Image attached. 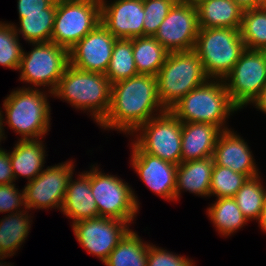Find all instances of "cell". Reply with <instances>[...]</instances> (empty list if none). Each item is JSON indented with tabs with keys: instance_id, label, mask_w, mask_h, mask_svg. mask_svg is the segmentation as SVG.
<instances>
[{
	"instance_id": "21",
	"label": "cell",
	"mask_w": 266,
	"mask_h": 266,
	"mask_svg": "<svg viewBox=\"0 0 266 266\" xmlns=\"http://www.w3.org/2000/svg\"><path fill=\"white\" fill-rule=\"evenodd\" d=\"M213 167L212 156L177 165L175 201L180 199L182 191H189L198 197H209Z\"/></svg>"
},
{
	"instance_id": "10",
	"label": "cell",
	"mask_w": 266,
	"mask_h": 266,
	"mask_svg": "<svg viewBox=\"0 0 266 266\" xmlns=\"http://www.w3.org/2000/svg\"><path fill=\"white\" fill-rule=\"evenodd\" d=\"M131 135L143 152L176 165L181 163L182 122L169 110L140 125Z\"/></svg>"
},
{
	"instance_id": "15",
	"label": "cell",
	"mask_w": 266,
	"mask_h": 266,
	"mask_svg": "<svg viewBox=\"0 0 266 266\" xmlns=\"http://www.w3.org/2000/svg\"><path fill=\"white\" fill-rule=\"evenodd\" d=\"M131 165L153 193L164 200L175 201L177 165L143 152L131 142Z\"/></svg>"
},
{
	"instance_id": "33",
	"label": "cell",
	"mask_w": 266,
	"mask_h": 266,
	"mask_svg": "<svg viewBox=\"0 0 266 266\" xmlns=\"http://www.w3.org/2000/svg\"><path fill=\"white\" fill-rule=\"evenodd\" d=\"M10 23L0 21V65L18 70L23 55V46Z\"/></svg>"
},
{
	"instance_id": "14",
	"label": "cell",
	"mask_w": 266,
	"mask_h": 266,
	"mask_svg": "<svg viewBox=\"0 0 266 266\" xmlns=\"http://www.w3.org/2000/svg\"><path fill=\"white\" fill-rule=\"evenodd\" d=\"M197 8L176 2L153 36L168 52L194 50L199 32Z\"/></svg>"
},
{
	"instance_id": "23",
	"label": "cell",
	"mask_w": 266,
	"mask_h": 266,
	"mask_svg": "<svg viewBox=\"0 0 266 266\" xmlns=\"http://www.w3.org/2000/svg\"><path fill=\"white\" fill-rule=\"evenodd\" d=\"M199 28H240L243 9L233 0H206L196 6Z\"/></svg>"
},
{
	"instance_id": "45",
	"label": "cell",
	"mask_w": 266,
	"mask_h": 266,
	"mask_svg": "<svg viewBox=\"0 0 266 266\" xmlns=\"http://www.w3.org/2000/svg\"><path fill=\"white\" fill-rule=\"evenodd\" d=\"M256 1H257V7L266 8V0H256Z\"/></svg>"
},
{
	"instance_id": "18",
	"label": "cell",
	"mask_w": 266,
	"mask_h": 266,
	"mask_svg": "<svg viewBox=\"0 0 266 266\" xmlns=\"http://www.w3.org/2000/svg\"><path fill=\"white\" fill-rule=\"evenodd\" d=\"M245 139L233 129L224 130L214 148V165L229 168L247 175L249 178L260 175L259 168Z\"/></svg>"
},
{
	"instance_id": "19",
	"label": "cell",
	"mask_w": 266,
	"mask_h": 266,
	"mask_svg": "<svg viewBox=\"0 0 266 266\" xmlns=\"http://www.w3.org/2000/svg\"><path fill=\"white\" fill-rule=\"evenodd\" d=\"M78 176L77 179L71 176L60 211L73 220L72 224L99 217L98 207L91 193V169L89 172L79 173Z\"/></svg>"
},
{
	"instance_id": "35",
	"label": "cell",
	"mask_w": 266,
	"mask_h": 266,
	"mask_svg": "<svg viewBox=\"0 0 266 266\" xmlns=\"http://www.w3.org/2000/svg\"><path fill=\"white\" fill-rule=\"evenodd\" d=\"M147 266H195L193 260L149 243Z\"/></svg>"
},
{
	"instance_id": "3",
	"label": "cell",
	"mask_w": 266,
	"mask_h": 266,
	"mask_svg": "<svg viewBox=\"0 0 266 266\" xmlns=\"http://www.w3.org/2000/svg\"><path fill=\"white\" fill-rule=\"evenodd\" d=\"M53 97L67 101L76 110L89 112L99 124L110 107L111 84L103 73L83 71L69 64Z\"/></svg>"
},
{
	"instance_id": "9",
	"label": "cell",
	"mask_w": 266,
	"mask_h": 266,
	"mask_svg": "<svg viewBox=\"0 0 266 266\" xmlns=\"http://www.w3.org/2000/svg\"><path fill=\"white\" fill-rule=\"evenodd\" d=\"M100 21V0H56L51 42L70 50Z\"/></svg>"
},
{
	"instance_id": "43",
	"label": "cell",
	"mask_w": 266,
	"mask_h": 266,
	"mask_svg": "<svg viewBox=\"0 0 266 266\" xmlns=\"http://www.w3.org/2000/svg\"><path fill=\"white\" fill-rule=\"evenodd\" d=\"M1 110L2 109H0V143L3 141V139L4 140L6 139V137L4 136V132H3V124H2L3 121H2V111Z\"/></svg>"
},
{
	"instance_id": "37",
	"label": "cell",
	"mask_w": 266,
	"mask_h": 266,
	"mask_svg": "<svg viewBox=\"0 0 266 266\" xmlns=\"http://www.w3.org/2000/svg\"><path fill=\"white\" fill-rule=\"evenodd\" d=\"M55 0H17L18 13H45Z\"/></svg>"
},
{
	"instance_id": "25",
	"label": "cell",
	"mask_w": 266,
	"mask_h": 266,
	"mask_svg": "<svg viewBox=\"0 0 266 266\" xmlns=\"http://www.w3.org/2000/svg\"><path fill=\"white\" fill-rule=\"evenodd\" d=\"M25 208L0 219V250L8 258L21 248L31 230V215Z\"/></svg>"
},
{
	"instance_id": "31",
	"label": "cell",
	"mask_w": 266,
	"mask_h": 266,
	"mask_svg": "<svg viewBox=\"0 0 266 266\" xmlns=\"http://www.w3.org/2000/svg\"><path fill=\"white\" fill-rule=\"evenodd\" d=\"M240 34L246 49L264 50L266 48V8L244 10Z\"/></svg>"
},
{
	"instance_id": "2",
	"label": "cell",
	"mask_w": 266,
	"mask_h": 266,
	"mask_svg": "<svg viewBox=\"0 0 266 266\" xmlns=\"http://www.w3.org/2000/svg\"><path fill=\"white\" fill-rule=\"evenodd\" d=\"M16 89L11 91L3 101L4 136H6L4 125L7 124L17 135H21L19 138L21 140L44 138L51 127V107L47 99L50 96L47 94L52 96L53 93L25 86Z\"/></svg>"
},
{
	"instance_id": "11",
	"label": "cell",
	"mask_w": 266,
	"mask_h": 266,
	"mask_svg": "<svg viewBox=\"0 0 266 266\" xmlns=\"http://www.w3.org/2000/svg\"><path fill=\"white\" fill-rule=\"evenodd\" d=\"M223 80L232 103L238 109L252 104L266 85V56L263 50L245 49Z\"/></svg>"
},
{
	"instance_id": "7",
	"label": "cell",
	"mask_w": 266,
	"mask_h": 266,
	"mask_svg": "<svg viewBox=\"0 0 266 266\" xmlns=\"http://www.w3.org/2000/svg\"><path fill=\"white\" fill-rule=\"evenodd\" d=\"M31 51L21 57L18 71L20 81L32 84L28 88L45 89L53 93L70 64L69 50L53 42L30 43Z\"/></svg>"
},
{
	"instance_id": "41",
	"label": "cell",
	"mask_w": 266,
	"mask_h": 266,
	"mask_svg": "<svg viewBox=\"0 0 266 266\" xmlns=\"http://www.w3.org/2000/svg\"><path fill=\"white\" fill-rule=\"evenodd\" d=\"M257 222L259 223V227L262 229V231L266 233V200L264 207L262 208L261 216Z\"/></svg>"
},
{
	"instance_id": "38",
	"label": "cell",
	"mask_w": 266,
	"mask_h": 266,
	"mask_svg": "<svg viewBox=\"0 0 266 266\" xmlns=\"http://www.w3.org/2000/svg\"><path fill=\"white\" fill-rule=\"evenodd\" d=\"M15 182L12 167L10 164L9 152L0 148V185Z\"/></svg>"
},
{
	"instance_id": "6",
	"label": "cell",
	"mask_w": 266,
	"mask_h": 266,
	"mask_svg": "<svg viewBox=\"0 0 266 266\" xmlns=\"http://www.w3.org/2000/svg\"><path fill=\"white\" fill-rule=\"evenodd\" d=\"M246 49L240 28H200L194 51L205 73L212 79H224Z\"/></svg>"
},
{
	"instance_id": "17",
	"label": "cell",
	"mask_w": 266,
	"mask_h": 266,
	"mask_svg": "<svg viewBox=\"0 0 266 266\" xmlns=\"http://www.w3.org/2000/svg\"><path fill=\"white\" fill-rule=\"evenodd\" d=\"M100 0V23L116 39H133L144 36L143 0Z\"/></svg>"
},
{
	"instance_id": "42",
	"label": "cell",
	"mask_w": 266,
	"mask_h": 266,
	"mask_svg": "<svg viewBox=\"0 0 266 266\" xmlns=\"http://www.w3.org/2000/svg\"><path fill=\"white\" fill-rule=\"evenodd\" d=\"M206 0H177V2H180V3H187V4H190V5H193V6H197L198 4L204 2Z\"/></svg>"
},
{
	"instance_id": "1",
	"label": "cell",
	"mask_w": 266,
	"mask_h": 266,
	"mask_svg": "<svg viewBox=\"0 0 266 266\" xmlns=\"http://www.w3.org/2000/svg\"><path fill=\"white\" fill-rule=\"evenodd\" d=\"M165 111L158 97L156 77L138 74L111 85L110 107L98 125L131 136L140 125Z\"/></svg>"
},
{
	"instance_id": "39",
	"label": "cell",
	"mask_w": 266,
	"mask_h": 266,
	"mask_svg": "<svg viewBox=\"0 0 266 266\" xmlns=\"http://www.w3.org/2000/svg\"><path fill=\"white\" fill-rule=\"evenodd\" d=\"M251 105L266 114V85Z\"/></svg>"
},
{
	"instance_id": "5",
	"label": "cell",
	"mask_w": 266,
	"mask_h": 266,
	"mask_svg": "<svg viewBox=\"0 0 266 266\" xmlns=\"http://www.w3.org/2000/svg\"><path fill=\"white\" fill-rule=\"evenodd\" d=\"M156 79L159 100L162 106L169 110L209 77L196 52L189 50L169 52Z\"/></svg>"
},
{
	"instance_id": "20",
	"label": "cell",
	"mask_w": 266,
	"mask_h": 266,
	"mask_svg": "<svg viewBox=\"0 0 266 266\" xmlns=\"http://www.w3.org/2000/svg\"><path fill=\"white\" fill-rule=\"evenodd\" d=\"M221 132L219 127L209 123H182L181 162L213 156Z\"/></svg>"
},
{
	"instance_id": "28",
	"label": "cell",
	"mask_w": 266,
	"mask_h": 266,
	"mask_svg": "<svg viewBox=\"0 0 266 266\" xmlns=\"http://www.w3.org/2000/svg\"><path fill=\"white\" fill-rule=\"evenodd\" d=\"M149 243L132 229L122 238L103 263L106 266H147Z\"/></svg>"
},
{
	"instance_id": "22",
	"label": "cell",
	"mask_w": 266,
	"mask_h": 266,
	"mask_svg": "<svg viewBox=\"0 0 266 266\" xmlns=\"http://www.w3.org/2000/svg\"><path fill=\"white\" fill-rule=\"evenodd\" d=\"M42 139H19L9 152L15 181L20 176L27 178L28 182L32 181L44 170L47 155Z\"/></svg>"
},
{
	"instance_id": "4",
	"label": "cell",
	"mask_w": 266,
	"mask_h": 266,
	"mask_svg": "<svg viewBox=\"0 0 266 266\" xmlns=\"http://www.w3.org/2000/svg\"><path fill=\"white\" fill-rule=\"evenodd\" d=\"M239 109L232 103L223 79L209 78L183 96L169 111L182 123L201 122L228 130L227 120Z\"/></svg>"
},
{
	"instance_id": "44",
	"label": "cell",
	"mask_w": 266,
	"mask_h": 266,
	"mask_svg": "<svg viewBox=\"0 0 266 266\" xmlns=\"http://www.w3.org/2000/svg\"><path fill=\"white\" fill-rule=\"evenodd\" d=\"M5 258H7V257L0 250V266H13V264H11V263H7L6 261L3 262V260H5Z\"/></svg>"
},
{
	"instance_id": "29",
	"label": "cell",
	"mask_w": 266,
	"mask_h": 266,
	"mask_svg": "<svg viewBox=\"0 0 266 266\" xmlns=\"http://www.w3.org/2000/svg\"><path fill=\"white\" fill-rule=\"evenodd\" d=\"M138 75L133 56V39H116L105 73L110 84Z\"/></svg>"
},
{
	"instance_id": "13",
	"label": "cell",
	"mask_w": 266,
	"mask_h": 266,
	"mask_svg": "<svg viewBox=\"0 0 266 266\" xmlns=\"http://www.w3.org/2000/svg\"><path fill=\"white\" fill-rule=\"evenodd\" d=\"M71 226L81 247L102 263L131 230L128 222L108 217L81 220Z\"/></svg>"
},
{
	"instance_id": "24",
	"label": "cell",
	"mask_w": 266,
	"mask_h": 266,
	"mask_svg": "<svg viewBox=\"0 0 266 266\" xmlns=\"http://www.w3.org/2000/svg\"><path fill=\"white\" fill-rule=\"evenodd\" d=\"M55 13L56 0L45 9V13H18L19 27L14 23L10 24L17 36L22 35L28 43L51 42Z\"/></svg>"
},
{
	"instance_id": "26",
	"label": "cell",
	"mask_w": 266,
	"mask_h": 266,
	"mask_svg": "<svg viewBox=\"0 0 266 266\" xmlns=\"http://www.w3.org/2000/svg\"><path fill=\"white\" fill-rule=\"evenodd\" d=\"M214 202L207 208V215L221 236H231L248 223L233 197L217 198Z\"/></svg>"
},
{
	"instance_id": "12",
	"label": "cell",
	"mask_w": 266,
	"mask_h": 266,
	"mask_svg": "<svg viewBox=\"0 0 266 266\" xmlns=\"http://www.w3.org/2000/svg\"><path fill=\"white\" fill-rule=\"evenodd\" d=\"M74 166L72 160L48 166L32 181L27 182L24 186L26 209L61 210L68 182L75 171Z\"/></svg>"
},
{
	"instance_id": "34",
	"label": "cell",
	"mask_w": 266,
	"mask_h": 266,
	"mask_svg": "<svg viewBox=\"0 0 266 266\" xmlns=\"http://www.w3.org/2000/svg\"><path fill=\"white\" fill-rule=\"evenodd\" d=\"M177 0H143L144 36H154Z\"/></svg>"
},
{
	"instance_id": "36",
	"label": "cell",
	"mask_w": 266,
	"mask_h": 266,
	"mask_svg": "<svg viewBox=\"0 0 266 266\" xmlns=\"http://www.w3.org/2000/svg\"><path fill=\"white\" fill-rule=\"evenodd\" d=\"M25 206L24 188L22 191L16 188L15 183L0 185V213H16L24 211ZM20 207V208H19Z\"/></svg>"
},
{
	"instance_id": "30",
	"label": "cell",
	"mask_w": 266,
	"mask_h": 266,
	"mask_svg": "<svg viewBox=\"0 0 266 266\" xmlns=\"http://www.w3.org/2000/svg\"><path fill=\"white\" fill-rule=\"evenodd\" d=\"M260 175L248 178L233 197L248 220L258 221L266 200V188Z\"/></svg>"
},
{
	"instance_id": "27",
	"label": "cell",
	"mask_w": 266,
	"mask_h": 266,
	"mask_svg": "<svg viewBox=\"0 0 266 266\" xmlns=\"http://www.w3.org/2000/svg\"><path fill=\"white\" fill-rule=\"evenodd\" d=\"M168 53L153 36L133 38V56L138 74L156 77Z\"/></svg>"
},
{
	"instance_id": "32",
	"label": "cell",
	"mask_w": 266,
	"mask_h": 266,
	"mask_svg": "<svg viewBox=\"0 0 266 266\" xmlns=\"http://www.w3.org/2000/svg\"><path fill=\"white\" fill-rule=\"evenodd\" d=\"M249 177L229 168L214 165L211 176L210 196L234 197Z\"/></svg>"
},
{
	"instance_id": "40",
	"label": "cell",
	"mask_w": 266,
	"mask_h": 266,
	"mask_svg": "<svg viewBox=\"0 0 266 266\" xmlns=\"http://www.w3.org/2000/svg\"><path fill=\"white\" fill-rule=\"evenodd\" d=\"M233 1L237 3L243 10L257 8L256 0H233Z\"/></svg>"
},
{
	"instance_id": "8",
	"label": "cell",
	"mask_w": 266,
	"mask_h": 266,
	"mask_svg": "<svg viewBox=\"0 0 266 266\" xmlns=\"http://www.w3.org/2000/svg\"><path fill=\"white\" fill-rule=\"evenodd\" d=\"M129 183L116 175L105 174L91 165V193L99 217L118 219L131 224L139 213L140 202Z\"/></svg>"
},
{
	"instance_id": "16",
	"label": "cell",
	"mask_w": 266,
	"mask_h": 266,
	"mask_svg": "<svg viewBox=\"0 0 266 266\" xmlns=\"http://www.w3.org/2000/svg\"><path fill=\"white\" fill-rule=\"evenodd\" d=\"M116 38L101 24L69 50L70 64L89 72L105 74Z\"/></svg>"
}]
</instances>
